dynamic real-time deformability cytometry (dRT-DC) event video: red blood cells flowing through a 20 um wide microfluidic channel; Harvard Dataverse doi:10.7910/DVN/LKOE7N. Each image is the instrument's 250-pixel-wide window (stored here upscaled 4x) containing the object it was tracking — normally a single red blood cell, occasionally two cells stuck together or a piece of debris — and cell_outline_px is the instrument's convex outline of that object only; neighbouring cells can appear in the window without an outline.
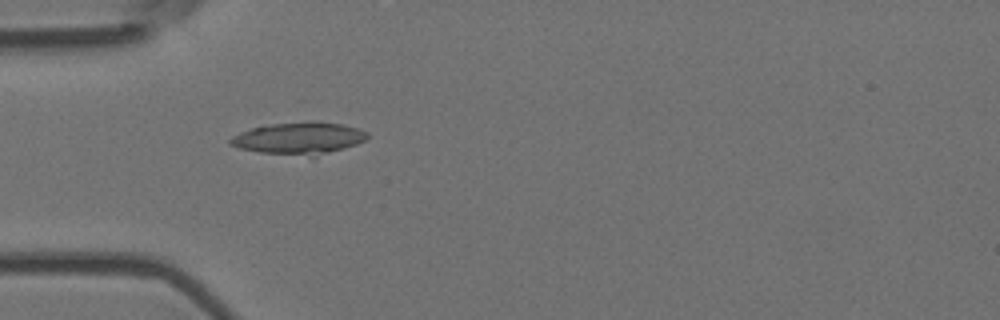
{"species": "Egyptian fruit bat (a non-hibernating species)", "species_latin": "Rousettus aegyptiacus", "temperature_condition": "room temperature", "stored_images_in_passage": 4, "camera_frame_rate_fps": 3000, "um_per_image_px": 0.085, "animal": {"sex": "female"}, "frame": {"image": 1, "passage_image": 3, "time_ms": 0.667, "image_size_px": [1000, 320], "cell_outline_px": [[368, 136], [364, 140], [356, 144], [312, 156], [260, 152], [240, 148], [228, 144], [228, 140], [232, 136], [240, 132], [252, 128], [272, 124], [308, 120], [312, 120], [340, 124], [356, 128], [368, 132]], "centroid_in_image_um": [25.37, 11.72], "position_along_channel_um": 59.6, "area_um2": 25.14}}
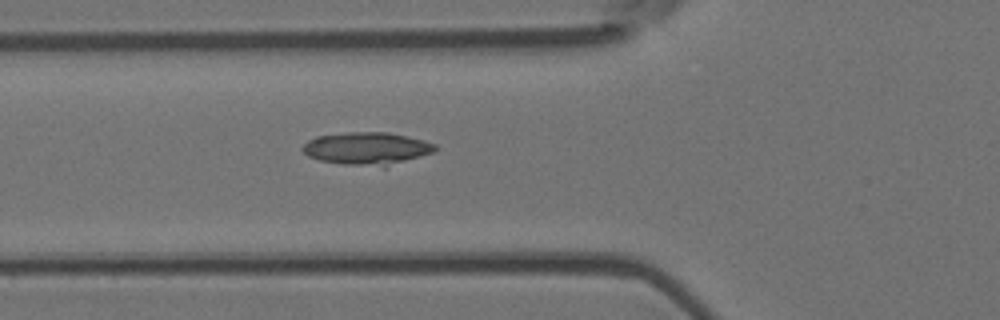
{"frame": {"image": 2, "passage_image": 4, "time_ms": 1.0, "image_size_px": [1000, 320], "cell_outline_px": [[436, 148], [432, 152], [384, 168], [344, 164], [320, 160], [308, 156], [300, 148], [308, 140], [316, 136], [348, 132], [388, 132], [408, 136], [424, 140], [436, 144]], "centroid_in_image_um": [31.18, 12.62], "position_along_channel_um": 94.6, "area_um2": 25.32}}